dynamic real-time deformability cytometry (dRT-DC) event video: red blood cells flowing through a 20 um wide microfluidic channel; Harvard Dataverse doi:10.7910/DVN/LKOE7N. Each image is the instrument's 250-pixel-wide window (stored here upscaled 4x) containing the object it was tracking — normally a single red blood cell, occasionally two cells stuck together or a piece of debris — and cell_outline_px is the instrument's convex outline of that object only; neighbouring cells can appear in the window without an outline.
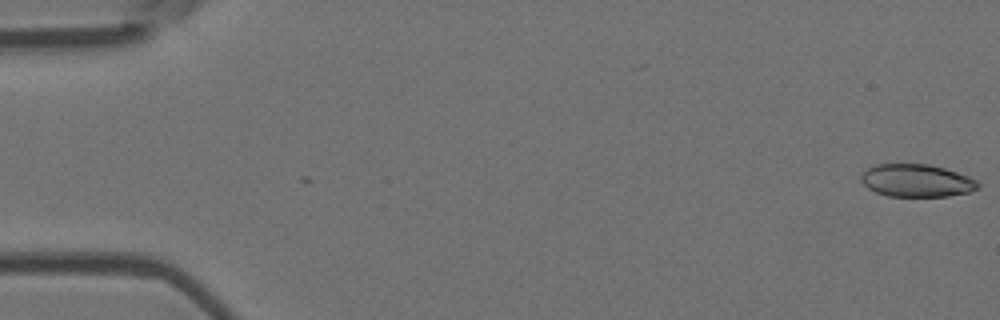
{"species": "Egyptian fruit bat (a non-hibernating species)", "species_latin": "Rousettus aegyptiacus", "temperature_condition": "room temperature", "stored_images_in_passage": 2, "camera_frame_rate_fps": 3000, "um_per_image_px": 0.085, "animal": {"sex": "female"}, "frame": {"image": 1, "passage_image": 1, "time_ms": 0.0, "image_size_px": [1000, 320], "cell_outline_px": [[980, 188], [968, 192], [948, 196], [888, 196], [876, 192], [868, 188], [860, 180], [860, 176], [868, 168], [876, 164], [928, 164], [944, 168], [968, 176], [976, 180], [980, 184]], "centroid_in_image_um": [77.91, 15.35], "position_along_channel_um": 7.1, "area_um2": 22.2}}